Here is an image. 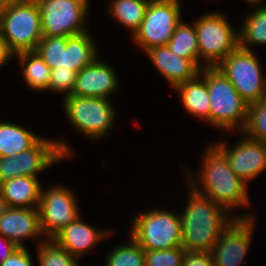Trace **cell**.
<instances>
[{
    "label": "cell",
    "mask_w": 266,
    "mask_h": 266,
    "mask_svg": "<svg viewBox=\"0 0 266 266\" xmlns=\"http://www.w3.org/2000/svg\"><path fill=\"white\" fill-rule=\"evenodd\" d=\"M202 170V191L196 183H189L197 193L209 197L228 212L231 207L248 206L247 184L230 169L226 156L216 146L205 153Z\"/></svg>",
    "instance_id": "cell-2"
},
{
    "label": "cell",
    "mask_w": 266,
    "mask_h": 266,
    "mask_svg": "<svg viewBox=\"0 0 266 266\" xmlns=\"http://www.w3.org/2000/svg\"><path fill=\"white\" fill-rule=\"evenodd\" d=\"M106 266H145L144 249L132 237L128 245H121L109 254Z\"/></svg>",
    "instance_id": "cell-28"
},
{
    "label": "cell",
    "mask_w": 266,
    "mask_h": 266,
    "mask_svg": "<svg viewBox=\"0 0 266 266\" xmlns=\"http://www.w3.org/2000/svg\"><path fill=\"white\" fill-rule=\"evenodd\" d=\"M215 146L226 156L230 169L245 183L266 169V142L245 138L232 150L223 142Z\"/></svg>",
    "instance_id": "cell-13"
},
{
    "label": "cell",
    "mask_w": 266,
    "mask_h": 266,
    "mask_svg": "<svg viewBox=\"0 0 266 266\" xmlns=\"http://www.w3.org/2000/svg\"><path fill=\"white\" fill-rule=\"evenodd\" d=\"M189 201L181 218V247L186 251L211 252L221 233L232 222L227 209L190 187ZM228 220V221H227Z\"/></svg>",
    "instance_id": "cell-1"
},
{
    "label": "cell",
    "mask_w": 266,
    "mask_h": 266,
    "mask_svg": "<svg viewBox=\"0 0 266 266\" xmlns=\"http://www.w3.org/2000/svg\"><path fill=\"white\" fill-rule=\"evenodd\" d=\"M66 36H43L38 43L35 52L51 68L60 65L61 49L65 46Z\"/></svg>",
    "instance_id": "cell-30"
},
{
    "label": "cell",
    "mask_w": 266,
    "mask_h": 266,
    "mask_svg": "<svg viewBox=\"0 0 266 266\" xmlns=\"http://www.w3.org/2000/svg\"><path fill=\"white\" fill-rule=\"evenodd\" d=\"M68 188L51 187L41 191V198L38 206L40 227L42 233L48 239H52L65 226L74 222L79 217L78 207Z\"/></svg>",
    "instance_id": "cell-11"
},
{
    "label": "cell",
    "mask_w": 266,
    "mask_h": 266,
    "mask_svg": "<svg viewBox=\"0 0 266 266\" xmlns=\"http://www.w3.org/2000/svg\"><path fill=\"white\" fill-rule=\"evenodd\" d=\"M6 200L4 199L2 192L0 190V216L8 209Z\"/></svg>",
    "instance_id": "cell-38"
},
{
    "label": "cell",
    "mask_w": 266,
    "mask_h": 266,
    "mask_svg": "<svg viewBox=\"0 0 266 266\" xmlns=\"http://www.w3.org/2000/svg\"><path fill=\"white\" fill-rule=\"evenodd\" d=\"M108 98L65 96L66 116L74 128L90 138H100L111 129L114 122V108Z\"/></svg>",
    "instance_id": "cell-9"
},
{
    "label": "cell",
    "mask_w": 266,
    "mask_h": 266,
    "mask_svg": "<svg viewBox=\"0 0 266 266\" xmlns=\"http://www.w3.org/2000/svg\"><path fill=\"white\" fill-rule=\"evenodd\" d=\"M0 266H33L32 258L25 247L17 248Z\"/></svg>",
    "instance_id": "cell-34"
},
{
    "label": "cell",
    "mask_w": 266,
    "mask_h": 266,
    "mask_svg": "<svg viewBox=\"0 0 266 266\" xmlns=\"http://www.w3.org/2000/svg\"><path fill=\"white\" fill-rule=\"evenodd\" d=\"M17 177L14 156L0 157V183Z\"/></svg>",
    "instance_id": "cell-35"
},
{
    "label": "cell",
    "mask_w": 266,
    "mask_h": 266,
    "mask_svg": "<svg viewBox=\"0 0 266 266\" xmlns=\"http://www.w3.org/2000/svg\"><path fill=\"white\" fill-rule=\"evenodd\" d=\"M14 54L9 50L7 43L0 33V66L7 63V60Z\"/></svg>",
    "instance_id": "cell-37"
},
{
    "label": "cell",
    "mask_w": 266,
    "mask_h": 266,
    "mask_svg": "<svg viewBox=\"0 0 266 266\" xmlns=\"http://www.w3.org/2000/svg\"><path fill=\"white\" fill-rule=\"evenodd\" d=\"M117 76L114 70L99 59L85 66L77 73L71 95L78 97L108 98L117 88Z\"/></svg>",
    "instance_id": "cell-15"
},
{
    "label": "cell",
    "mask_w": 266,
    "mask_h": 266,
    "mask_svg": "<svg viewBox=\"0 0 266 266\" xmlns=\"http://www.w3.org/2000/svg\"><path fill=\"white\" fill-rule=\"evenodd\" d=\"M180 12L179 0H150L133 39L145 52L152 47L167 45L181 22Z\"/></svg>",
    "instance_id": "cell-8"
},
{
    "label": "cell",
    "mask_w": 266,
    "mask_h": 266,
    "mask_svg": "<svg viewBox=\"0 0 266 266\" xmlns=\"http://www.w3.org/2000/svg\"><path fill=\"white\" fill-rule=\"evenodd\" d=\"M43 36H77L85 33L88 0H36Z\"/></svg>",
    "instance_id": "cell-10"
},
{
    "label": "cell",
    "mask_w": 266,
    "mask_h": 266,
    "mask_svg": "<svg viewBox=\"0 0 266 266\" xmlns=\"http://www.w3.org/2000/svg\"><path fill=\"white\" fill-rule=\"evenodd\" d=\"M205 81L210 100L209 123L227 130L235 129L241 121L239 129L242 130L247 120L248 103L216 67L205 66Z\"/></svg>",
    "instance_id": "cell-4"
},
{
    "label": "cell",
    "mask_w": 266,
    "mask_h": 266,
    "mask_svg": "<svg viewBox=\"0 0 266 266\" xmlns=\"http://www.w3.org/2000/svg\"><path fill=\"white\" fill-rule=\"evenodd\" d=\"M0 33L13 54L35 51L43 37L37 1L6 4L0 14Z\"/></svg>",
    "instance_id": "cell-3"
},
{
    "label": "cell",
    "mask_w": 266,
    "mask_h": 266,
    "mask_svg": "<svg viewBox=\"0 0 266 266\" xmlns=\"http://www.w3.org/2000/svg\"><path fill=\"white\" fill-rule=\"evenodd\" d=\"M4 4H3V2L0 0V14H1V12L3 11V9H4Z\"/></svg>",
    "instance_id": "cell-41"
},
{
    "label": "cell",
    "mask_w": 266,
    "mask_h": 266,
    "mask_svg": "<svg viewBox=\"0 0 266 266\" xmlns=\"http://www.w3.org/2000/svg\"><path fill=\"white\" fill-rule=\"evenodd\" d=\"M0 234L18 248L24 247L21 239L43 234L38 208H8L0 216Z\"/></svg>",
    "instance_id": "cell-16"
},
{
    "label": "cell",
    "mask_w": 266,
    "mask_h": 266,
    "mask_svg": "<svg viewBox=\"0 0 266 266\" xmlns=\"http://www.w3.org/2000/svg\"><path fill=\"white\" fill-rule=\"evenodd\" d=\"M4 5L6 4H11V3H20V2H25L29 0H1Z\"/></svg>",
    "instance_id": "cell-39"
},
{
    "label": "cell",
    "mask_w": 266,
    "mask_h": 266,
    "mask_svg": "<svg viewBox=\"0 0 266 266\" xmlns=\"http://www.w3.org/2000/svg\"><path fill=\"white\" fill-rule=\"evenodd\" d=\"M243 132L249 139L266 142V95L259 101L248 105L247 120Z\"/></svg>",
    "instance_id": "cell-27"
},
{
    "label": "cell",
    "mask_w": 266,
    "mask_h": 266,
    "mask_svg": "<svg viewBox=\"0 0 266 266\" xmlns=\"http://www.w3.org/2000/svg\"><path fill=\"white\" fill-rule=\"evenodd\" d=\"M199 74L203 75V80L198 81ZM199 74L174 88L179 91L184 108L190 114L205 119L209 123L210 100L205 81V67Z\"/></svg>",
    "instance_id": "cell-21"
},
{
    "label": "cell",
    "mask_w": 266,
    "mask_h": 266,
    "mask_svg": "<svg viewBox=\"0 0 266 266\" xmlns=\"http://www.w3.org/2000/svg\"><path fill=\"white\" fill-rule=\"evenodd\" d=\"M0 190L10 208H38L42 187L37 178L18 176L0 183ZM36 205V206H35Z\"/></svg>",
    "instance_id": "cell-19"
},
{
    "label": "cell",
    "mask_w": 266,
    "mask_h": 266,
    "mask_svg": "<svg viewBox=\"0 0 266 266\" xmlns=\"http://www.w3.org/2000/svg\"><path fill=\"white\" fill-rule=\"evenodd\" d=\"M254 10L238 32L239 47L245 50L251 49L248 44L266 45V5Z\"/></svg>",
    "instance_id": "cell-26"
},
{
    "label": "cell",
    "mask_w": 266,
    "mask_h": 266,
    "mask_svg": "<svg viewBox=\"0 0 266 266\" xmlns=\"http://www.w3.org/2000/svg\"><path fill=\"white\" fill-rule=\"evenodd\" d=\"M182 266H213L211 252L186 251Z\"/></svg>",
    "instance_id": "cell-33"
},
{
    "label": "cell",
    "mask_w": 266,
    "mask_h": 266,
    "mask_svg": "<svg viewBox=\"0 0 266 266\" xmlns=\"http://www.w3.org/2000/svg\"><path fill=\"white\" fill-rule=\"evenodd\" d=\"M40 138L34 133L12 124L0 122V157L19 154L31 148Z\"/></svg>",
    "instance_id": "cell-22"
},
{
    "label": "cell",
    "mask_w": 266,
    "mask_h": 266,
    "mask_svg": "<svg viewBox=\"0 0 266 266\" xmlns=\"http://www.w3.org/2000/svg\"><path fill=\"white\" fill-rule=\"evenodd\" d=\"M20 59L23 67L25 82L32 89L48 90L51 68L35 51L20 52L15 54Z\"/></svg>",
    "instance_id": "cell-23"
},
{
    "label": "cell",
    "mask_w": 266,
    "mask_h": 266,
    "mask_svg": "<svg viewBox=\"0 0 266 266\" xmlns=\"http://www.w3.org/2000/svg\"><path fill=\"white\" fill-rule=\"evenodd\" d=\"M77 71L71 69H59V67L51 69L50 82L48 85V90L52 91H67L65 96L72 94L75 81L77 78Z\"/></svg>",
    "instance_id": "cell-32"
},
{
    "label": "cell",
    "mask_w": 266,
    "mask_h": 266,
    "mask_svg": "<svg viewBox=\"0 0 266 266\" xmlns=\"http://www.w3.org/2000/svg\"><path fill=\"white\" fill-rule=\"evenodd\" d=\"M216 68L228 78L248 105L259 102L266 95V79L263 78L259 61L251 50L238 47Z\"/></svg>",
    "instance_id": "cell-6"
},
{
    "label": "cell",
    "mask_w": 266,
    "mask_h": 266,
    "mask_svg": "<svg viewBox=\"0 0 266 266\" xmlns=\"http://www.w3.org/2000/svg\"><path fill=\"white\" fill-rule=\"evenodd\" d=\"M131 237L144 250L181 247V218L173 212L152 210L135 217Z\"/></svg>",
    "instance_id": "cell-5"
},
{
    "label": "cell",
    "mask_w": 266,
    "mask_h": 266,
    "mask_svg": "<svg viewBox=\"0 0 266 266\" xmlns=\"http://www.w3.org/2000/svg\"><path fill=\"white\" fill-rule=\"evenodd\" d=\"M246 2H249V3H254V4H256V3H258V2H260V1H262V0H245Z\"/></svg>",
    "instance_id": "cell-40"
},
{
    "label": "cell",
    "mask_w": 266,
    "mask_h": 266,
    "mask_svg": "<svg viewBox=\"0 0 266 266\" xmlns=\"http://www.w3.org/2000/svg\"><path fill=\"white\" fill-rule=\"evenodd\" d=\"M176 55L190 59L199 69V48L195 24L189 26L181 21L175 28L171 40L167 43Z\"/></svg>",
    "instance_id": "cell-24"
},
{
    "label": "cell",
    "mask_w": 266,
    "mask_h": 266,
    "mask_svg": "<svg viewBox=\"0 0 266 266\" xmlns=\"http://www.w3.org/2000/svg\"><path fill=\"white\" fill-rule=\"evenodd\" d=\"M217 13H208L194 22L197 33L199 58H204L206 67H216L239 47V35L227 19Z\"/></svg>",
    "instance_id": "cell-7"
},
{
    "label": "cell",
    "mask_w": 266,
    "mask_h": 266,
    "mask_svg": "<svg viewBox=\"0 0 266 266\" xmlns=\"http://www.w3.org/2000/svg\"><path fill=\"white\" fill-rule=\"evenodd\" d=\"M252 221L250 215L232 219L211 250L213 266H238L242 262L255 226Z\"/></svg>",
    "instance_id": "cell-12"
},
{
    "label": "cell",
    "mask_w": 266,
    "mask_h": 266,
    "mask_svg": "<svg viewBox=\"0 0 266 266\" xmlns=\"http://www.w3.org/2000/svg\"><path fill=\"white\" fill-rule=\"evenodd\" d=\"M64 141H49L40 138L31 148L14 155L18 176L38 178V172L49 168L71 154Z\"/></svg>",
    "instance_id": "cell-14"
},
{
    "label": "cell",
    "mask_w": 266,
    "mask_h": 266,
    "mask_svg": "<svg viewBox=\"0 0 266 266\" xmlns=\"http://www.w3.org/2000/svg\"><path fill=\"white\" fill-rule=\"evenodd\" d=\"M185 253L182 247L144 250L145 266H182Z\"/></svg>",
    "instance_id": "cell-31"
},
{
    "label": "cell",
    "mask_w": 266,
    "mask_h": 266,
    "mask_svg": "<svg viewBox=\"0 0 266 266\" xmlns=\"http://www.w3.org/2000/svg\"><path fill=\"white\" fill-rule=\"evenodd\" d=\"M150 0H113L111 14L133 35L140 29Z\"/></svg>",
    "instance_id": "cell-25"
},
{
    "label": "cell",
    "mask_w": 266,
    "mask_h": 266,
    "mask_svg": "<svg viewBox=\"0 0 266 266\" xmlns=\"http://www.w3.org/2000/svg\"><path fill=\"white\" fill-rule=\"evenodd\" d=\"M146 54L173 87L194 78L200 72L190 59L174 54L167 45L152 47Z\"/></svg>",
    "instance_id": "cell-17"
},
{
    "label": "cell",
    "mask_w": 266,
    "mask_h": 266,
    "mask_svg": "<svg viewBox=\"0 0 266 266\" xmlns=\"http://www.w3.org/2000/svg\"><path fill=\"white\" fill-rule=\"evenodd\" d=\"M106 235L109 233L96 230L82 222L78 217L59 231L52 240L72 256L78 258Z\"/></svg>",
    "instance_id": "cell-18"
},
{
    "label": "cell",
    "mask_w": 266,
    "mask_h": 266,
    "mask_svg": "<svg viewBox=\"0 0 266 266\" xmlns=\"http://www.w3.org/2000/svg\"><path fill=\"white\" fill-rule=\"evenodd\" d=\"M96 52V45L87 32L70 36L61 49L59 69L68 68L79 72L97 58Z\"/></svg>",
    "instance_id": "cell-20"
},
{
    "label": "cell",
    "mask_w": 266,
    "mask_h": 266,
    "mask_svg": "<svg viewBox=\"0 0 266 266\" xmlns=\"http://www.w3.org/2000/svg\"><path fill=\"white\" fill-rule=\"evenodd\" d=\"M37 255L39 266H78L77 258L52 239H46V242L39 244Z\"/></svg>",
    "instance_id": "cell-29"
},
{
    "label": "cell",
    "mask_w": 266,
    "mask_h": 266,
    "mask_svg": "<svg viewBox=\"0 0 266 266\" xmlns=\"http://www.w3.org/2000/svg\"><path fill=\"white\" fill-rule=\"evenodd\" d=\"M0 241L3 242L4 245L1 244V248L3 251L0 256V264L3 263L18 247L8 238H5L0 234ZM0 248V249H1Z\"/></svg>",
    "instance_id": "cell-36"
}]
</instances>
